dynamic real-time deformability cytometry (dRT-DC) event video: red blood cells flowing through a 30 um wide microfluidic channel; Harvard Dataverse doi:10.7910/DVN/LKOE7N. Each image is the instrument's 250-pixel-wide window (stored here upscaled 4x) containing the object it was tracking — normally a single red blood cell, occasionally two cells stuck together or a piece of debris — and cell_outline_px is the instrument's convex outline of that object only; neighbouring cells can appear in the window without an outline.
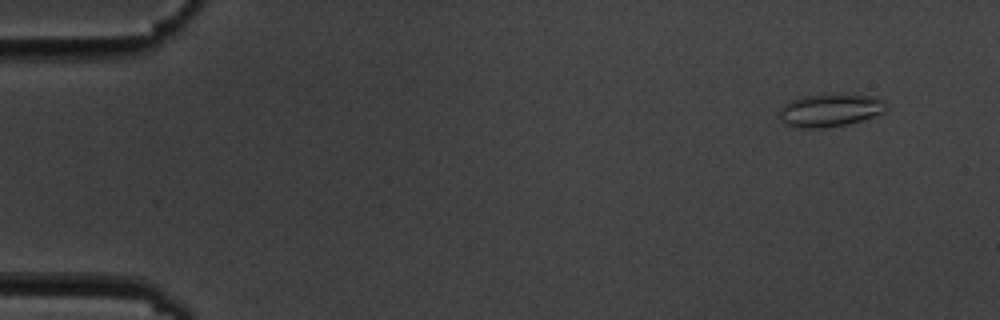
{"species": "common noctule bat (a hibernating species)", "species_latin": "Nyctalus noctula", "temperature_condition": "cold", "stored_images_in_passage": 5, "segment_of_instrument_passage": [2, 2], "camera_frame_rate_fps": 3000, "um_per_image_px": 0.085, "animal": {"sex": "male", "body_mass_g": 19.5, "forearm_length_mm": 54.6}, "frame": {"image": 1, "passage_image": 5, "time_ms": 4.667, "image_size_px": [1000, 320], "cell_outline_px": [[888, 108], [884, 112], [848, 124], [824, 128], [800, 128], [784, 124], [780, 120], [776, 112], [784, 104], [792, 100], [804, 96], [832, 92], [840, 92], [868, 96], [884, 100], [888, 104]], "centroid_in_image_um": [70.52, 9.34], "position_along_channel_um": 14.5, "area_um2": 21.1}}